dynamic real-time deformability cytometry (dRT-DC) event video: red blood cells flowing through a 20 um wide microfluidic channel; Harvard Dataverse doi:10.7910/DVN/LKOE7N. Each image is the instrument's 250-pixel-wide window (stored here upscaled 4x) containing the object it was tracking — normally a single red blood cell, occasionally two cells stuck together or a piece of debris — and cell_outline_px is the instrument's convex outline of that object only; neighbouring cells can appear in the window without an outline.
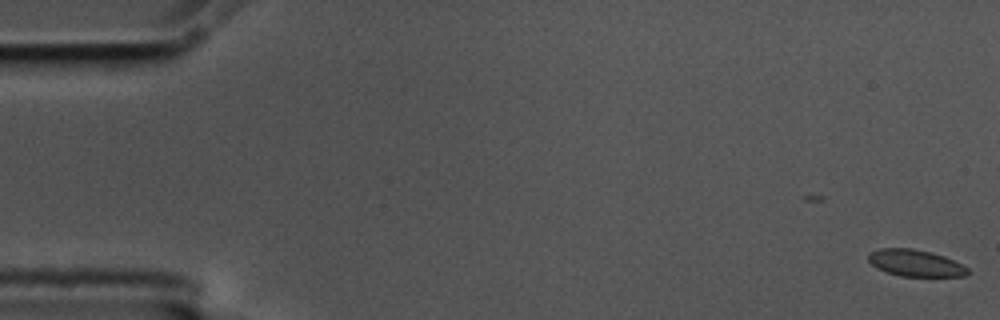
{"species": "common noctule bat (a hibernating species)", "species_latin": "Nyctalus noctula", "temperature_condition": "cold", "stored_images_in_passage": 58, "camera_frame_rate_fps": 3000, "um_per_image_px": 0.085, "animal": {"sex": "male", "body_mass_g": 17.5, "forearm_length_mm": 52.3}, "frame": {"image": 1, "passage_image": 1, "time_ms": 0.0, "image_size_px": [1000, 320], "cell_outline_px": [[968, 272], [964, 276], [900, 276], [876, 268], [868, 260], [868, 252], [880, 248], [912, 248], [932, 252], [944, 256], [968, 268]], "centroid_in_image_um": [77.76, 22.34], "position_along_channel_um": 7.2, "area_um2": 15.37}}
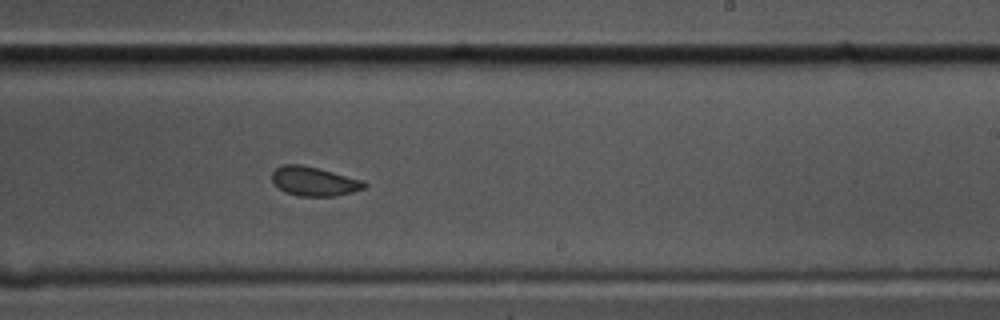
{"frame": {"image": 2, "passage_image": 35, "time_ms": 11.333, "image_size_px": [1000, 320], "cell_outline_px": [[368, 184], [364, 188], [352, 192], [336, 196], [296, 196], [284, 192], [272, 180], [272, 172], [276, 168], [284, 164], [300, 164], [364, 180]], "centroid_in_image_um": [26.7, 15.42], "position_along_channel_um": 262.3, "area_um2": 15.61}}
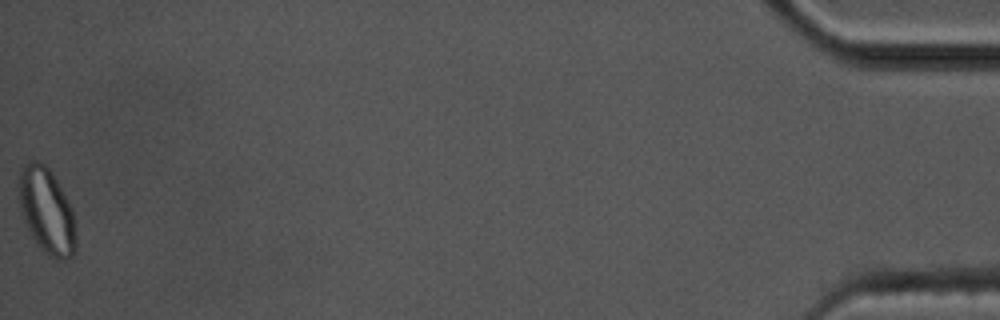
{"frame": {"image": 3, "passage_image": 58, "time_ms": 19.0, "image_size_px": [1000, 320], "cell_outline_px": [[76, 252], [72, 256], [64, 260], [56, 260], [44, 252], [32, 236], [24, 220], [20, 208], [20, 168], [28, 160], [40, 160], [52, 172], [68, 200], [72, 208], [76, 224]], "centroid_in_image_um": [4.01, 17.93], "position_along_channel_um": 431.2, "area_um2": 28.61}, "authors_computed_cell_mechanics": {"area_um2": 16.184, "velocity_mm_per_s": 3.5038, "shape_relaxation_time_tau1_ms": null, "shape_relaxation_time_tau2_ms": 1.7141, "deformation_change_tau1": null, "deformation_change_tau2": 0.0426}}